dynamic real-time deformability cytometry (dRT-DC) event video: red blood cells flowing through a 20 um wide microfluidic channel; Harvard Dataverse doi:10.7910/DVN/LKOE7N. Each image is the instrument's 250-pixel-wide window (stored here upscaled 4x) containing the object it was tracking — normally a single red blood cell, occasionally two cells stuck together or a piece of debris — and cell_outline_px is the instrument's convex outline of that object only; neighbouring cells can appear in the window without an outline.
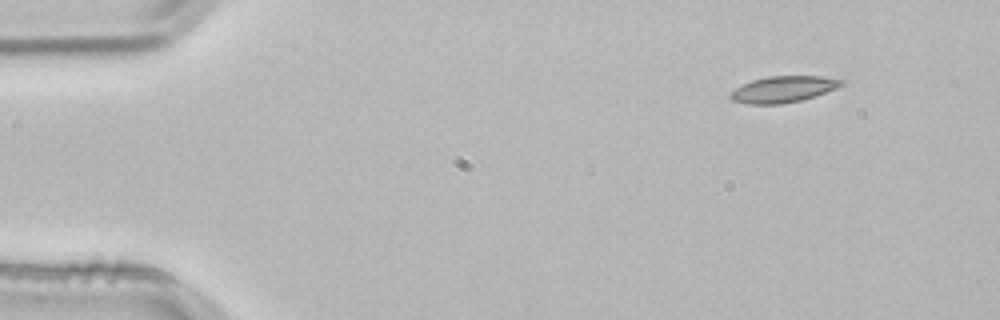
{"species": "common noctule bat (a hibernating species)", "species_latin": "Nyctalus noctula", "temperature_condition": "room temperature", "stored_images_in_passage": 4, "segment_of_instrument_passage": [2, 2], "camera_frame_rate_fps": 3000, "um_per_image_px": 0.085, "animal": {"sex": "male", "body_mass_g": 21.5, "forearm_length_mm": 52.0}, "frame": {"image": 1, "passage_image": 4, "time_ms": 1.0, "image_size_px": [1000, 320], "cell_outline_px": [[844, 84], [836, 88], [800, 100], [780, 104], [748, 104], [732, 100], [728, 96], [736, 88], [752, 80], [768, 76], [824, 76], [844, 80]], "centroid_in_image_um": [66.57, 7.58], "position_along_channel_um": 18.4, "area_um2": 16.76}}